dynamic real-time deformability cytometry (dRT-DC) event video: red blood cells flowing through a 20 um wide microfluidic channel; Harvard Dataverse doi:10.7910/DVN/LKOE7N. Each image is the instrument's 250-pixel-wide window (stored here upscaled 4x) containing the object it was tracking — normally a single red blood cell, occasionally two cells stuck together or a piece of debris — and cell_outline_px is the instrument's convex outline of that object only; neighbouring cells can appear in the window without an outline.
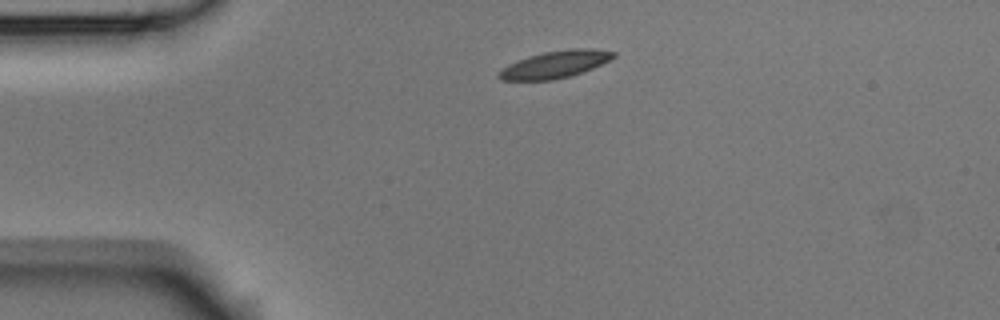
{"species": "Egyptian fruit bat (a non-hibernating species)", "species_latin": "Rousettus aegyptiacus", "temperature_condition": "room temperature", "stored_images_in_passage": 35, "camera_frame_rate_fps": 3000, "um_per_image_px": 0.085, "animal": {"sex": "male"}, "frame": {"image": 1, "passage_image": 1, "time_ms": 0.0, "image_size_px": [1000, 320], "cell_outline_px": [[616, 56], [592, 68], [568, 76], [552, 80], [500, 80], [496, 76], [496, 72], [508, 64], [528, 56], [544, 52], [568, 48], [592, 48], [616, 52]], "centroid_in_image_um": [47.13, 5.46], "position_along_channel_um": 37.9, "area_um2": 18.09}}
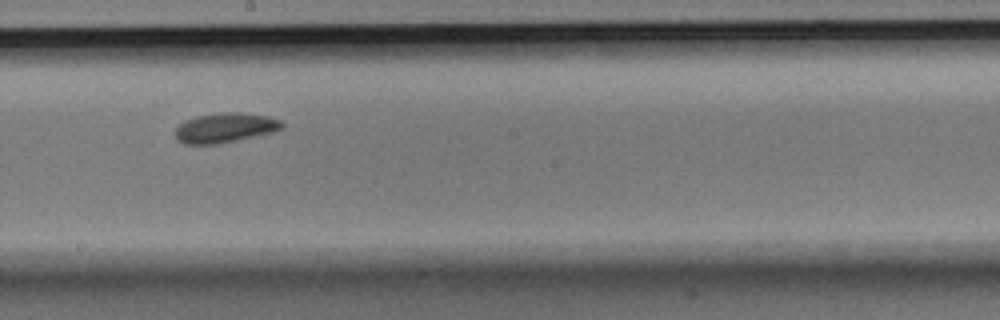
{"frame": {"image": 2, "passage_image": 19, "time_ms": 6.0, "image_size_px": [1000, 320], "cell_outline_px": [[284, 128], [272, 132], [236, 140], [216, 144], [184, 144], [176, 136], [176, 128], [184, 120], [196, 116], [220, 112], [240, 112], [268, 116], [280, 120], [284, 124]], "centroid_in_image_um": [19.15, 10.84], "position_along_channel_um": 229.1, "area_um2": 18.38}}
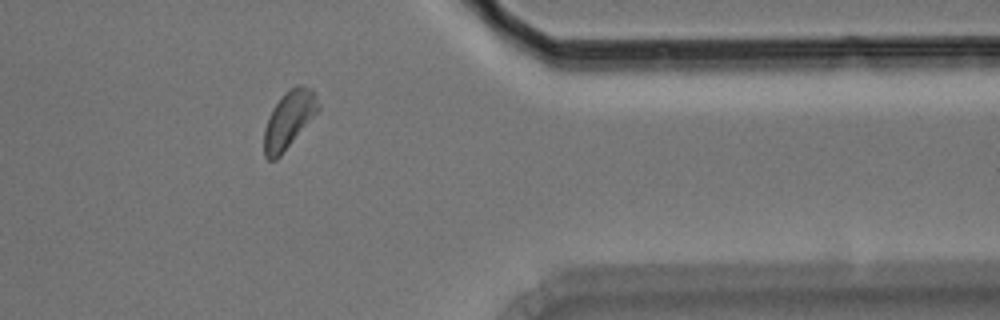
{"frame": {"image": 3, "passage_image": 33, "time_ms": 10.667, "image_size_px": [1000, 320], "cell_outline_px": [[320, 108], [280, 156], [276, 160], [268, 160], [264, 156], [264, 128], [268, 116], [272, 108], [284, 92], [288, 88], [296, 84], [300, 84], [312, 88], [320, 104]], "centroid_in_image_um": [24.54, 10.13], "position_along_channel_um": 386.9, "area_um2": 18.09}, "authors_computed_cell_mechanics": {"area_um2": 17.9758, "velocity_mm_per_s": 3.7181, "shape_relaxation_time_tau1_ms": 3.1283, "shape_relaxation_time_tau2_ms": null, "deformation_change_tau1": 0.096, "deformation_change_tau2": null}}